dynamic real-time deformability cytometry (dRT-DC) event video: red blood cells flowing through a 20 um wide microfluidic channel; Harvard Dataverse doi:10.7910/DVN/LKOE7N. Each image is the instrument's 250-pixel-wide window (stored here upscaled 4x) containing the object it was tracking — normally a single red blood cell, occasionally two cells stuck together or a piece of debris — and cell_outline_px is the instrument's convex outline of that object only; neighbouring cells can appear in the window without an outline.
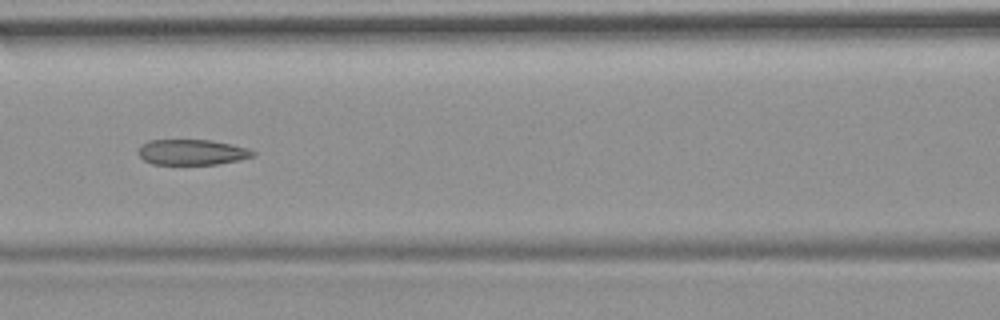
{"species": "common noctule bat (a hibernating species)", "species_latin": "Nyctalus noctula", "temperature_condition": "room temperature", "stored_images_in_passage": 7, "camera_frame_rate_fps": 3000, "um_per_image_px": 0.085, "animal": {"sex": "female", "body_mass_g": 19.9}, "frame": {"image": 1, "passage_image": 5, "time_ms": 4.667, "image_size_px": [1000, 320], "cell_outline_px": [[256, 156], [240, 160], [216, 164], [152, 164], [144, 160], [136, 152], [140, 144], [148, 140], [208, 140], [232, 144], [248, 148], [256, 152]], "centroid_in_image_um": [16.31, 12.93], "position_along_channel_um": 150.3, "area_um2": 17.22}}
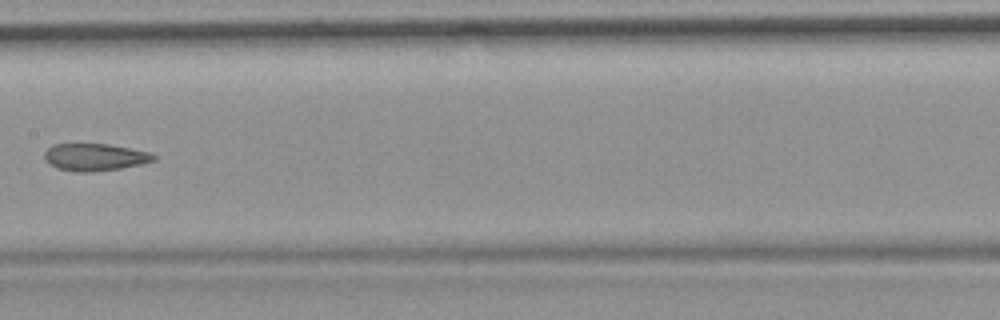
{"frame": {"image": 2, "passage_image": 6, "time_ms": 6.0, "image_size_px": [1000, 320], "cell_outline_px": [[156, 160], [140, 164], [120, 168], [92, 172], [76, 172], [56, 168], [48, 164], [44, 160], [44, 152], [52, 144], [108, 144], [152, 152], [156, 156]], "centroid_in_image_um": [8.04, 13.36], "position_along_channel_um": 199.4, "area_um2": 17.51}}